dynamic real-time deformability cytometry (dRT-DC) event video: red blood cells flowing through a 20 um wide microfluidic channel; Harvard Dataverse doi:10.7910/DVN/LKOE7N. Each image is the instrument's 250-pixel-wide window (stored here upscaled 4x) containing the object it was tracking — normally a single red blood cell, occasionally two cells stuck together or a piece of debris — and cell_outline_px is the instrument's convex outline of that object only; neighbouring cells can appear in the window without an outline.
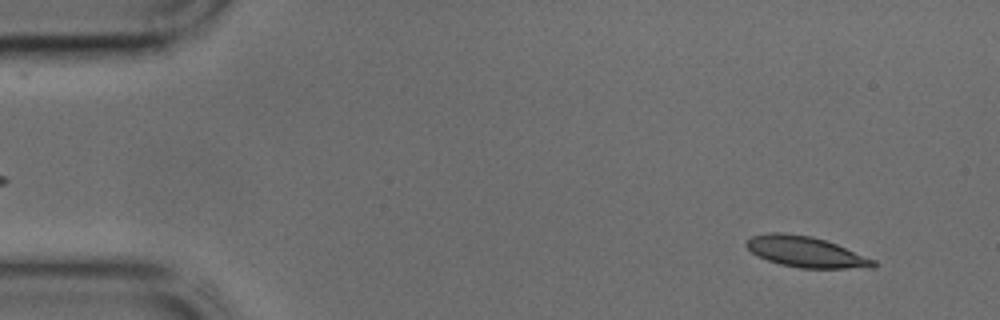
{"species": "common noctule bat (a hibernating species)", "species_latin": "Nyctalus noctula", "temperature_condition": "cold", "stored_images_in_passage": 43, "camera_frame_rate_fps": 3000, "um_per_image_px": 0.085, "animal": {"sex": "male", "body_mass_g": 17.9, "forearm_length_mm": 54.2}, "frame": {"image": 1, "passage_image": 3, "time_ms": 0.667, "image_size_px": [1000, 320], "cell_outline_px": [[876, 268], [800, 268], [780, 264], [768, 260], [752, 252], [744, 244], [752, 236], [772, 232], [784, 232], [812, 236], [836, 244], [876, 260]], "centroid_in_image_um": [68.52, 21.41], "position_along_channel_um": 16.5, "area_um2": 22.66}}
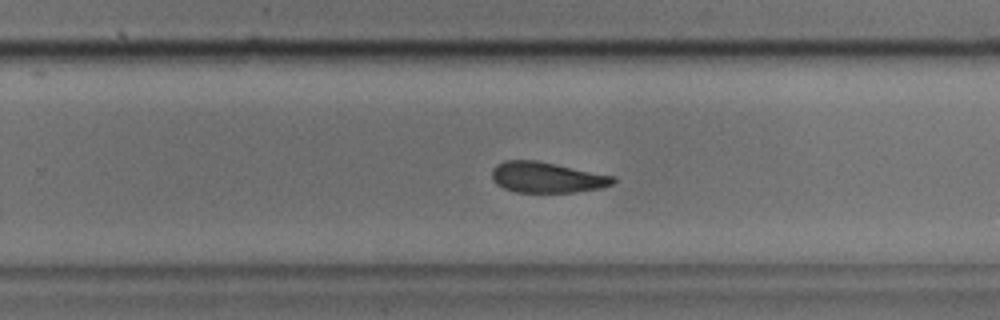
{"frame": {"image": 2, "passage_image": 27, "time_ms": 8.667, "image_size_px": [1000, 320], "cell_outline_px": [[616, 180], [612, 184], [600, 188], [576, 192], [516, 192], [504, 188], [496, 184], [492, 176], [492, 168], [496, 164], [504, 160], [536, 160], [616, 176]], "centroid_in_image_um": [46.48, 15.07], "position_along_channel_um": 283.3, "area_um2": 21.73}}
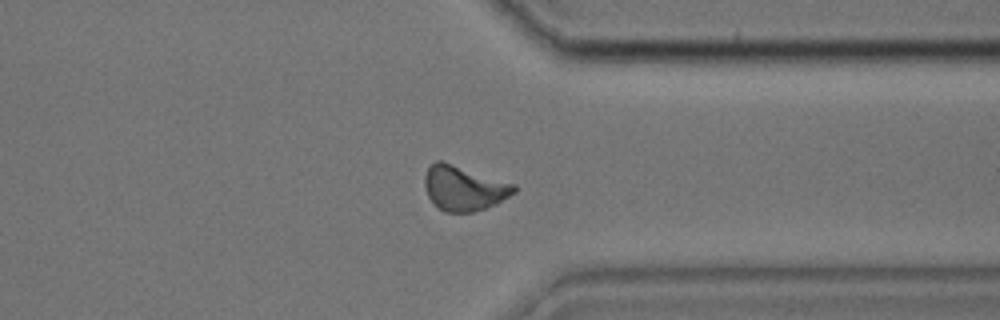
{"frame": {"image": 3, "passage_image": 33, "time_ms": 10.667, "image_size_px": [1000, 320], "cell_outline_px": [[516, 192], [496, 204], [472, 212], [444, 212], [428, 196], [424, 184], [424, 176], [428, 168], [436, 160], [440, 160], [516, 184]], "centroid_in_image_um": [39.44, 15.99], "position_along_channel_um": 372.0, "area_um2": 23.12}}